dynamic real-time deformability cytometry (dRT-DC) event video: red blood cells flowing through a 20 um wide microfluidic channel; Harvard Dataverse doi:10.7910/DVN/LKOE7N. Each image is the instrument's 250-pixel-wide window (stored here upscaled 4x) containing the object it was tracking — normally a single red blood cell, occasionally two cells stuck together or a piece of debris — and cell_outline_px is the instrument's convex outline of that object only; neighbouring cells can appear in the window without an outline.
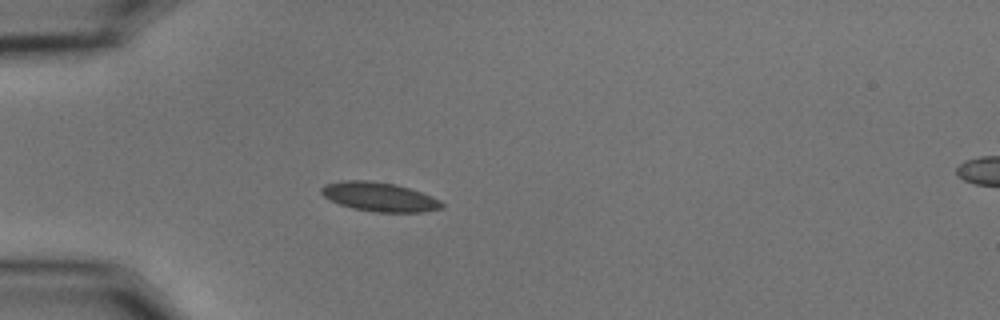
{"species": "common noctule bat (a hibernating species)", "species_latin": "Nyctalus noctula", "temperature_condition": "cold", "stored_images_in_passage": 42, "camera_frame_rate_fps": 3000, "um_per_image_px": 0.085, "animal": {"sex": "male", "body_mass_g": 15.6}, "frame": {"image": 1, "passage_image": 1, "time_ms": 0.0, "image_size_px": [1000, 320], "cell_outline_px": [[444, 208], [424, 212], [372, 212], [352, 208], [340, 204], [324, 196], [320, 192], [320, 188], [324, 184], [340, 180], [368, 180], [396, 184], [432, 196], [440, 200], [444, 204]], "centroid_in_image_um": [32.24, 16.73], "position_along_channel_um": 52.8, "area_um2": 20.58}}
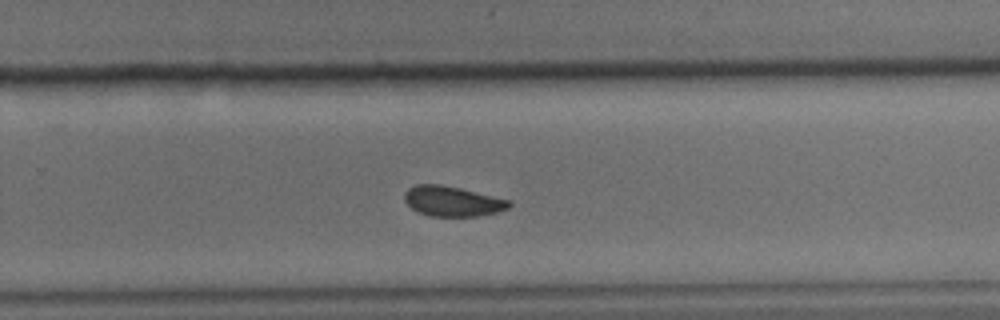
{"frame": {"image": 2, "passage_image": 22, "time_ms": 7.0, "image_size_px": [1000, 320], "cell_outline_px": [[512, 204], [508, 208], [496, 212], [480, 216], [432, 216], [420, 212], [412, 208], [404, 200], [404, 192], [408, 188], [416, 184], [440, 184], [460, 188], [512, 200]], "centroid_in_image_um": [38.47, 17.09], "position_along_channel_um": 291.3, "area_um2": 18.38}}
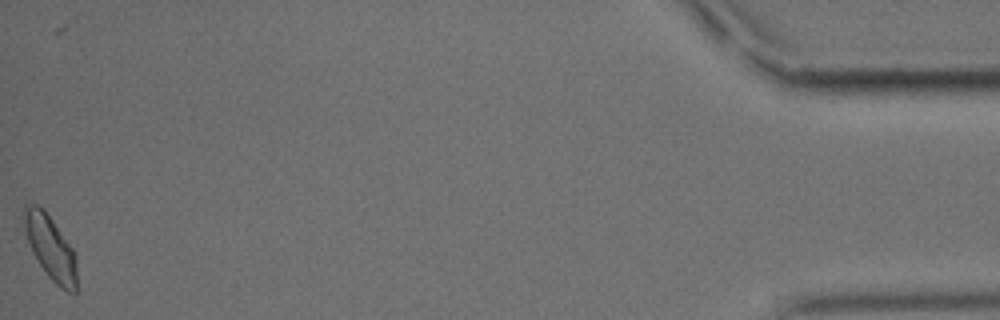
{"frame": {"image": 3, "passage_image": 41, "time_ms": 13.333, "image_size_px": [1000, 320], "cell_outline_px": [[76, 292], [68, 292], [60, 288], [48, 276], [32, 252], [20, 216], [24, 204], [36, 204], [44, 208], [72, 248], [76, 256]], "centroid_in_image_um": [4.25, 20.99], "position_along_channel_um": 431.0, "area_um2": 19.83}, "authors_computed_cell_mechanics": {"area_um2": 18.9584, "velocity_mm_per_s": 3.582, "shape_relaxation_time_tau1_ms": 2.316, "shape_relaxation_time_tau2_ms": 2.3592, "deformation_change_tau1": 0.0916, "deformation_change_tau2": 0.071}}